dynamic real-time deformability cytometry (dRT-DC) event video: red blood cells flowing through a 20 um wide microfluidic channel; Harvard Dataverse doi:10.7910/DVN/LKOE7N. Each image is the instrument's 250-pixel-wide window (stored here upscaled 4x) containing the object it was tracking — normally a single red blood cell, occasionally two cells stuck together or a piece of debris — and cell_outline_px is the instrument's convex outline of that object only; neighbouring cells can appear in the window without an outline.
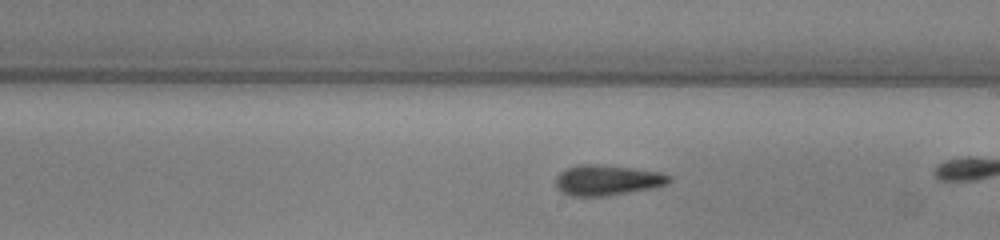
{"species": "common noctule bat (a hibernating species)", "species_latin": "Nyctalus noctula", "temperature_condition": "warm", "stored_images_in_passage": 41, "camera_frame_rate_fps": 3000, "um_per_image_px": 0.085, "animal": {"sex": "male", "body_mass_g": 13.0, "forearm_length_mm": 53.1}, "frame": {"image": 1, "passage_image": 30, "time_ms": 9.667, "image_size_px": [1000, 240], "cell_outline_px": [[672, 180], [668, 184], [648, 188], [604, 196], [572, 196], [560, 192], [556, 188], [556, 176], [560, 172], [568, 168], [580, 164], [600, 164], [660, 172], [672, 176]], "centroid_in_image_um": [51.58, 15.31], "position_along_channel_um": 237.4, "area_um2": 19.94}}